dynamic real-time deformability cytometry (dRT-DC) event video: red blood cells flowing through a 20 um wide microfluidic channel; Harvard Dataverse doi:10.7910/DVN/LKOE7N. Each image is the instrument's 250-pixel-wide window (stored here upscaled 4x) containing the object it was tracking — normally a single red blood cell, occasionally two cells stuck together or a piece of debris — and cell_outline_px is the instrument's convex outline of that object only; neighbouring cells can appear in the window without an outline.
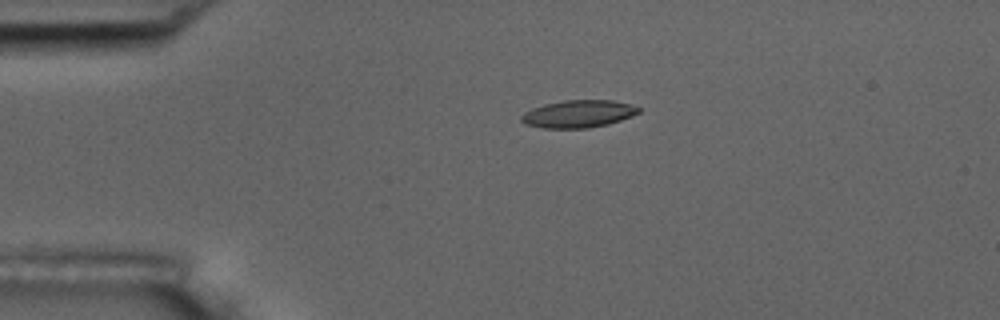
{"species": "common noctule bat (a hibernating species)", "species_latin": "Nyctalus noctula", "temperature_condition": "room temperature", "stored_images_in_passage": 7, "camera_frame_rate_fps": 3000, "um_per_image_px": 0.085, "animal": {"sex": "male", "body_mass_g": 17.5, "forearm_length_mm": 52.3}, "frame": {"image": 1, "passage_image": 4, "time_ms": 3.333, "image_size_px": [1000, 320], "cell_outline_px": [[640, 112], [632, 116], [608, 124], [588, 128], [544, 128], [524, 124], [520, 120], [520, 116], [524, 112], [532, 108], [544, 104], [564, 100], [612, 100], [628, 104], [640, 108]], "centroid_in_image_um": [49.12, 9.68], "position_along_channel_um": 35.9, "area_um2": 18.79}}
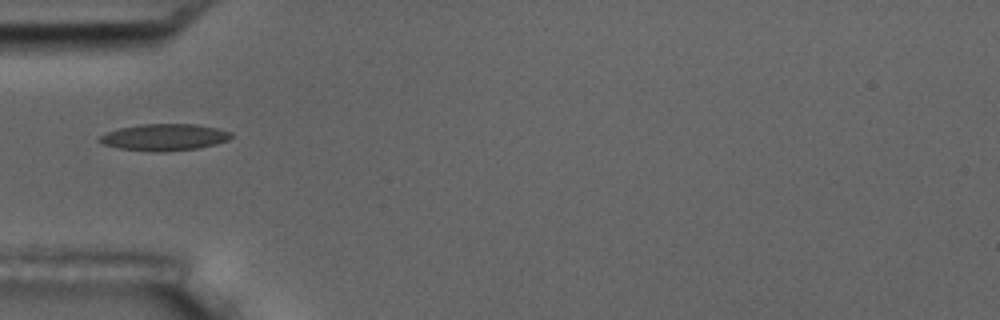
{"frame": {"image": 2, "passage_image": 5, "time_ms": 5.333, "image_size_px": [1000, 320], "cell_outline_px": [[232, 136], [228, 140], [216, 144], [196, 148], [160, 152], [116, 148], [104, 144], [96, 140], [104, 132], [120, 128], [140, 124], [196, 124], [216, 128], [232, 132]], "centroid_in_image_um": [13.93, 11.66], "position_along_channel_um": 71.1, "area_um2": 20.46}}